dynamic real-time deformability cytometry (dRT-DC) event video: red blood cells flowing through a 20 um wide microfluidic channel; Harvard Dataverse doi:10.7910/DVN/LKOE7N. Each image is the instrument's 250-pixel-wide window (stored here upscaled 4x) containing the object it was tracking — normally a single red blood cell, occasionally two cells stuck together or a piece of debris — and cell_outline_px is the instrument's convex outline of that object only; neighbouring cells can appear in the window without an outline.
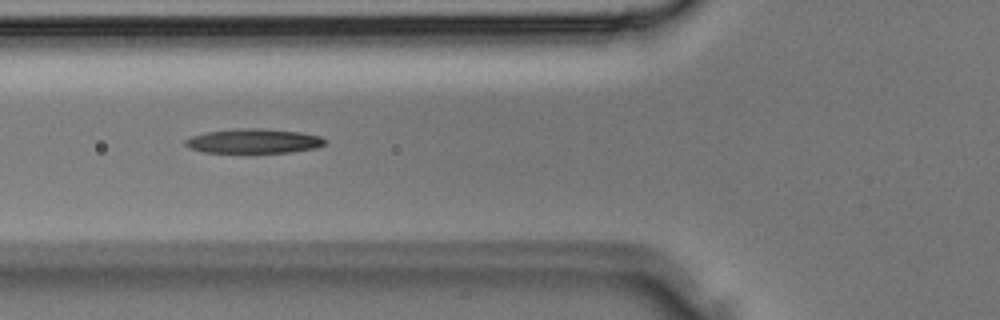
{"species": "Egyptian fruit bat (a non-hibernating species)", "species_latin": "Rousettus aegyptiacus", "temperature_condition": "room temperature", "stored_images_in_passage": 27, "camera_frame_rate_fps": 3000, "um_per_image_px": 0.085, "animal": {"sex": "male"}, "frame": {"image": 1, "passage_image": 5, "time_ms": 1.333, "image_size_px": [1000, 320], "cell_outline_px": [[328, 140], [324, 144], [316, 148], [292, 152], [204, 152], [192, 148], [184, 144], [184, 140], [192, 136], [208, 132], [240, 128], [260, 128], [304, 132], [320, 136]], "centroid_in_image_um": [21.63, 11.98], "position_along_channel_um": 104.2, "area_um2": 19.83}}
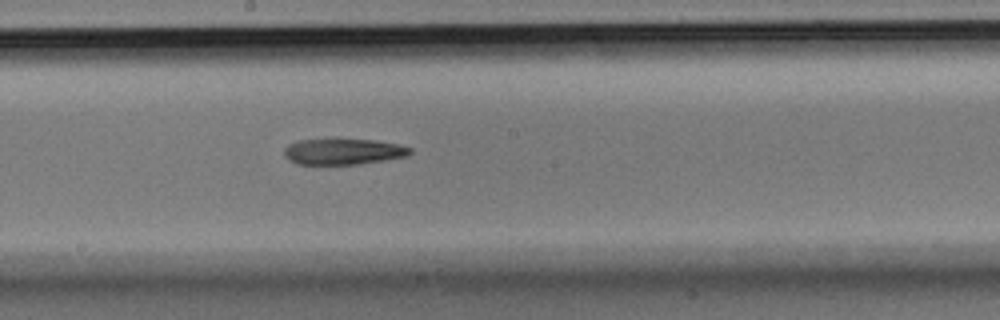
{"frame": {"image": 2, "passage_image": 11, "time_ms": 3.333, "image_size_px": [1000, 320], "cell_outline_px": [[412, 152], [408, 156], [360, 164], [296, 164], [284, 156], [284, 148], [288, 144], [300, 140], [372, 140], [396, 144], [412, 148]], "centroid_in_image_um": [29.17, 12.9], "position_along_channel_um": 219.0, "area_um2": 18.79}}
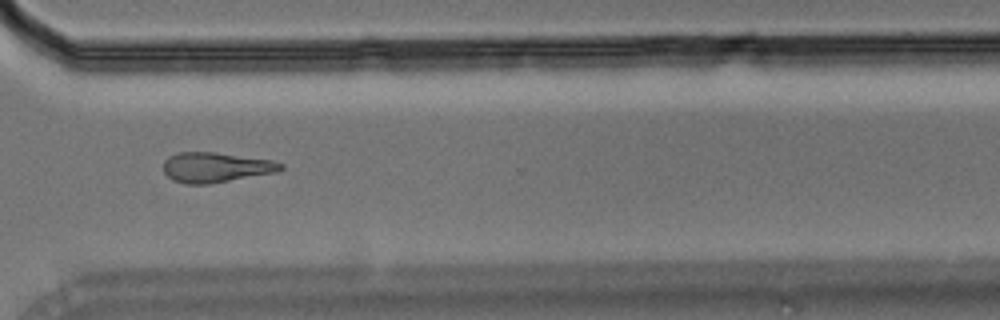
{"frame": {"image": 3, "passage_image": 18, "time_ms": 5.667, "image_size_px": [1000, 320], "cell_outline_px": [[284, 168], [276, 172], [208, 184], [184, 184], [172, 180], [164, 172], [164, 160], [168, 156], [180, 152], [216, 152], [272, 160], [284, 164]], "centroid_in_image_um": [18.32, 14.22], "position_along_channel_um": 352.3, "area_um2": 20.52}}